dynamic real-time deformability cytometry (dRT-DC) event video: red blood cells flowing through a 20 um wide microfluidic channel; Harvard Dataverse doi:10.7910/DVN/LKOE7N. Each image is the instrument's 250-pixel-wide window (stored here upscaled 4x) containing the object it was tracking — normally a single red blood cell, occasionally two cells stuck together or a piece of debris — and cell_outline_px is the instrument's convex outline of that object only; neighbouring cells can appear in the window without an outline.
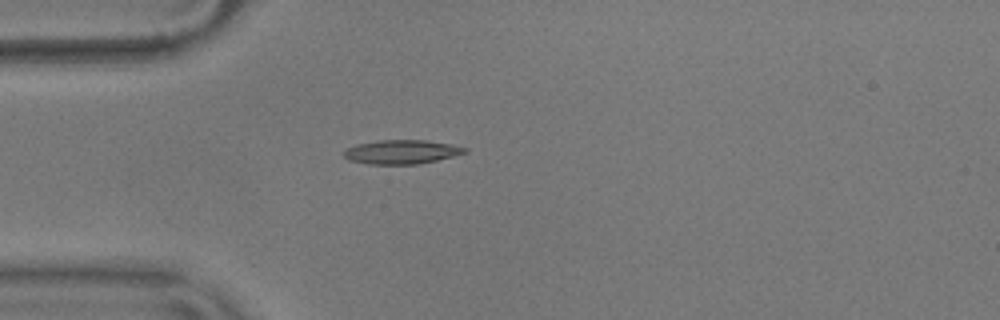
{"species": "common noctule bat (a hibernating species)", "species_latin": "Nyctalus noctula", "temperature_condition": "warm", "stored_images_in_passage": 41, "camera_frame_rate_fps": 3000, "um_per_image_px": 0.085, "animal": {"sex": "male", "body_mass_g": 17.9}, "frame": {"image": 1, "passage_image": 1, "time_ms": 0.0, "image_size_px": [1000, 320], "cell_outline_px": [[468, 152], [436, 160], [416, 164], [368, 164], [348, 160], [344, 156], [344, 152], [348, 148], [356, 144], [380, 140], [424, 140], [452, 144], [468, 148]], "centroid_in_image_um": [34.14, 12.91], "position_along_channel_um": 50.9, "area_um2": 16.82}}
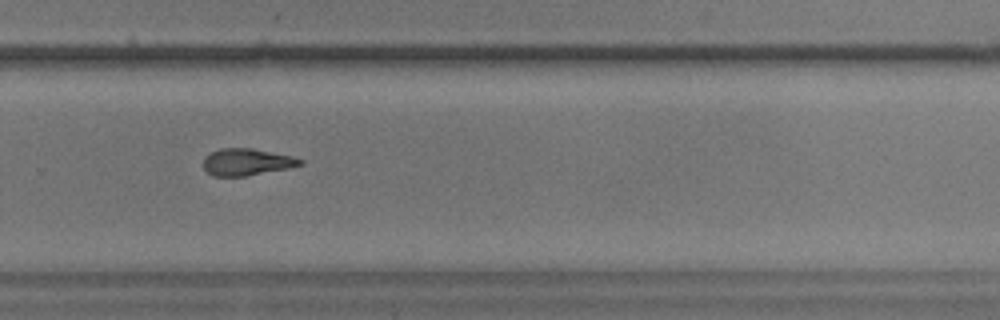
{"frame": {"image": 2, "passage_image": 23, "time_ms": 7.333, "image_size_px": [1000, 320], "cell_outline_px": [[304, 164], [288, 168], [244, 176], [212, 176], [204, 168], [204, 156], [220, 148], [252, 148], [292, 156], [304, 160]], "centroid_in_image_um": [20.97, 13.76], "position_along_channel_um": 308.8, "area_um2": 15.09}}
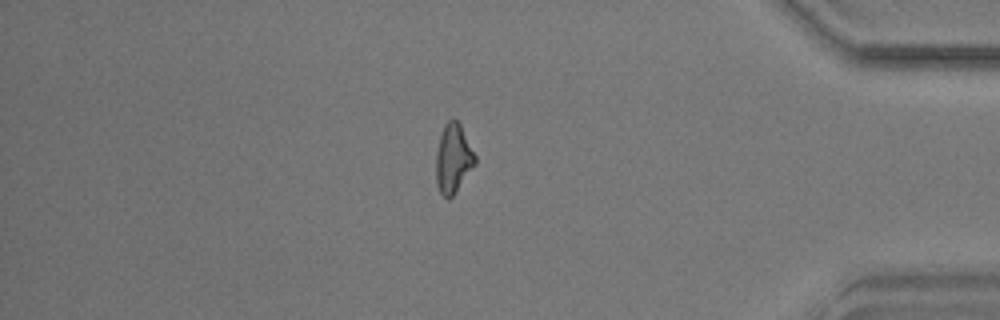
{"frame": {"image": 3, "passage_image": 33, "time_ms": 10.667, "image_size_px": [1000, 320], "cell_outline_px": [[476, 164], [452, 196], [448, 200], [440, 192], [436, 184], [436, 152], [440, 136], [444, 124], [452, 116], [460, 124], [476, 156]], "centroid_in_image_um": [38.52, 13.46], "position_along_channel_um": 396.7, "area_um2": 15.72}, "authors_computed_cell_mechanics": {"area_um2": 15.6638, "velocity_mm_per_s": 3.6349, "shape_relaxation_time_tau1_ms": 6.5509, "shape_relaxation_time_tau2_ms": 4.2187, "deformation_change_tau1": 0.2268, "deformation_change_tau2": 0.1496}}